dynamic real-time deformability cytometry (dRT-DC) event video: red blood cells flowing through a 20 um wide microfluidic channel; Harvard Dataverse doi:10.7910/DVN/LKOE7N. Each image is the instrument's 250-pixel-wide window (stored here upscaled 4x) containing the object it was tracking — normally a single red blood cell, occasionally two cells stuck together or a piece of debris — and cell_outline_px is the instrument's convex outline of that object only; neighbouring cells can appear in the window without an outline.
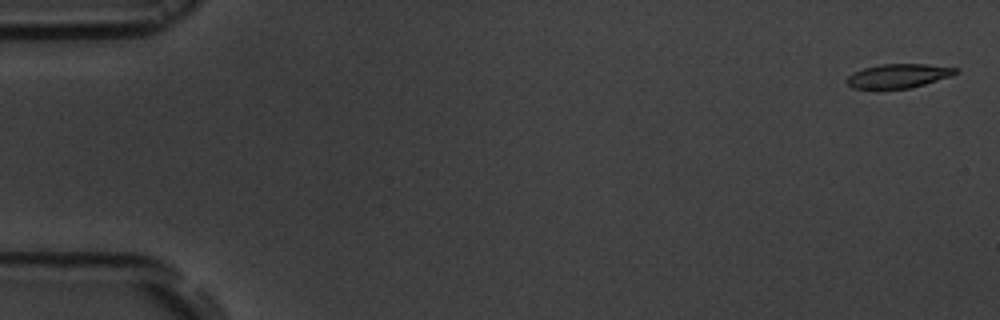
{"species": "common noctule bat (a hibernating species)", "species_latin": "Nyctalus noctula", "temperature_condition": "room temperature", "stored_images_in_passage": 55, "camera_frame_rate_fps": 3000, "um_per_image_px": 0.085, "animal": {"sex": "male", "body_mass_g": 19.5, "forearm_length_mm": 54.6}, "frame": {"image": 1, "passage_image": 1, "time_ms": 0.0, "image_size_px": [1000, 320], "cell_outline_px": [[960, 72], [952, 76], [924, 84], [908, 88], [876, 92], [872, 92], [852, 88], [844, 80], [848, 76], [864, 68], [880, 64], [924, 64], [960, 68]], "centroid_in_image_um": [76.31, 6.5], "position_along_channel_um": 8.7, "area_um2": 16.01}}
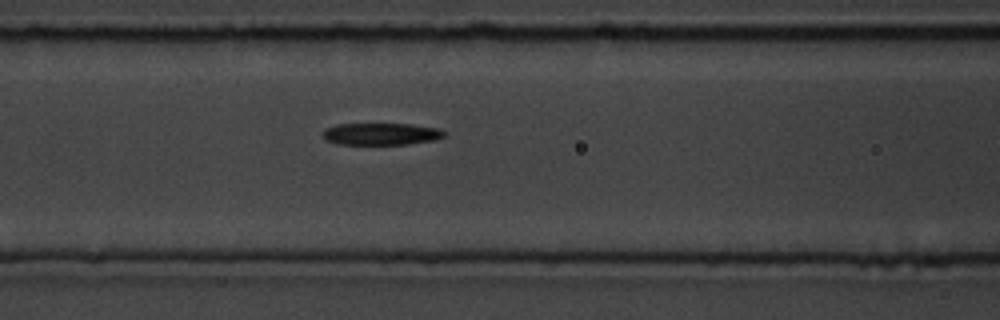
{"frame": {"image": 2, "passage_image": 23, "time_ms": 7.333, "image_size_px": [1000, 320], "cell_outline_px": [[444, 136], [436, 140], [408, 144], [336, 144], [324, 140], [324, 128], [336, 124], [412, 124], [436, 128], [444, 132]], "centroid_in_image_um": [32.35, 11.39], "position_along_channel_um": 134.2, "area_um2": 15.55}}
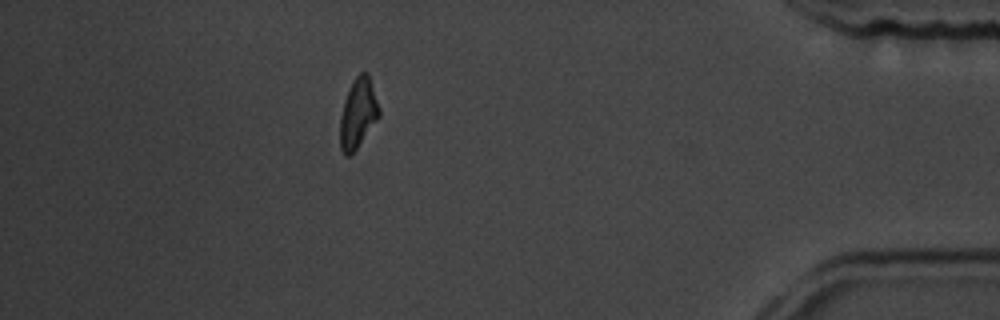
{"frame": {"image": 3, "passage_image": 49, "time_ms": 16.0, "image_size_px": [1000, 320], "cell_outline_px": [[380, 116], [356, 148], [348, 156], [344, 156], [340, 148], [340, 116], [344, 100], [348, 88], [352, 80], [360, 72], [368, 72], [380, 108]], "centroid_in_image_um": [30.42, 9.59], "position_along_channel_um": 404.8, "area_um2": 15.95}, "authors_computed_cell_mechanics": {"area_um2": 16.2418, "velocity_mm_per_s": 3.6616, "shape_relaxation_time_tau1_ms": 2.7728, "shape_relaxation_time_tau2_ms": 2.5032, "deformation_change_tau1": 0.1453, "deformation_change_tau2": 0.1209}}